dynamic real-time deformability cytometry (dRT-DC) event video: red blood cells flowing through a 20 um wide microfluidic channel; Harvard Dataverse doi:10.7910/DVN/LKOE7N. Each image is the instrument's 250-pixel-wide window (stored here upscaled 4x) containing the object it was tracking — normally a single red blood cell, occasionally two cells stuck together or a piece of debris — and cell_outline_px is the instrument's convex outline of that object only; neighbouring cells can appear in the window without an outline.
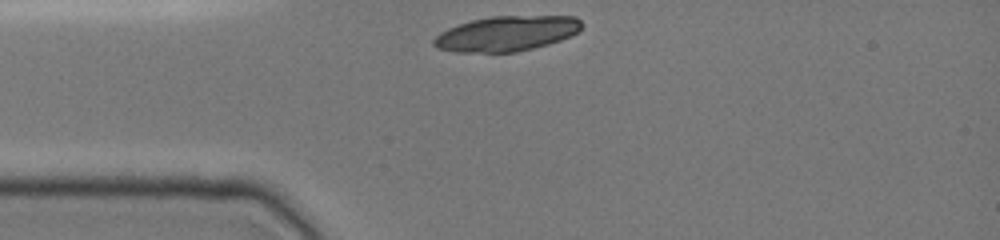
{"species": "common noctule bat (a hibernating species)", "species_latin": "Nyctalus noctula", "temperature_condition": "cold", "stored_images_in_passage": 29, "camera_frame_rate_fps": 3000, "um_per_image_px": 0.085, "animal": {"sex": "female", "body_mass_g": 19.0, "forearm_length_mm": 51.5}, "frame": {"image": 1, "passage_image": 1, "time_ms": 0.0, "image_size_px": [1000, 240], "cell_outline_px": [[584, 24], [576, 32], [560, 40], [548, 44], [516, 52], [456, 52], [436, 48], [432, 44], [432, 40], [440, 32], [448, 28], [472, 20], [492, 16], [576, 16]], "centroid_in_image_um": [43.03, 2.85], "position_along_channel_um": 42.0, "area_um2": 30.17}}
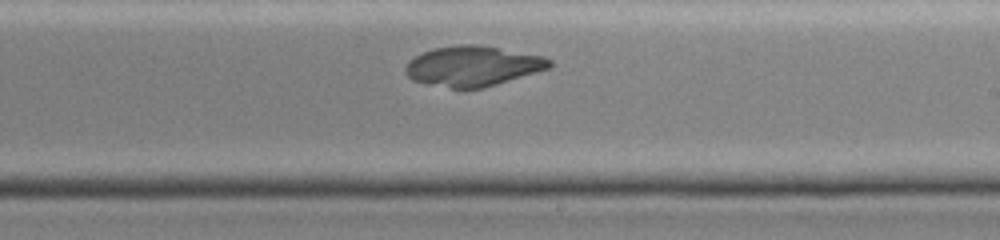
{"frame": {"image": 2, "passage_image": 18, "time_ms": 5.667, "image_size_px": [1000, 240], "cell_outline_px": [[552, 68], [484, 88], [452, 88], [424, 84], [412, 80], [404, 72], [404, 68], [408, 60], [424, 52], [436, 48], [460, 44], [476, 44], [544, 56], [552, 60]], "centroid_in_image_um": [40.2, 5.63], "position_along_channel_um": 248.8, "area_um2": 33.93}}
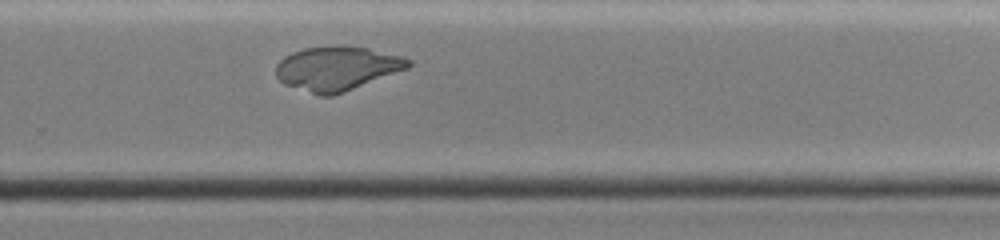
{"frame": {"image": 3, "passage_image": 22, "time_ms": 7.0, "image_size_px": [1000, 240], "cell_outline_px": [[412, 64], [408, 68], [344, 92], [332, 96], [320, 96], [284, 84], [276, 76], [276, 64], [284, 56], [292, 52], [304, 48], [340, 44], [368, 48], [404, 56], [412, 60]], "centroid_in_image_um": [28.65, 5.79], "position_along_channel_um": 301.2, "area_um2": 34.33}}